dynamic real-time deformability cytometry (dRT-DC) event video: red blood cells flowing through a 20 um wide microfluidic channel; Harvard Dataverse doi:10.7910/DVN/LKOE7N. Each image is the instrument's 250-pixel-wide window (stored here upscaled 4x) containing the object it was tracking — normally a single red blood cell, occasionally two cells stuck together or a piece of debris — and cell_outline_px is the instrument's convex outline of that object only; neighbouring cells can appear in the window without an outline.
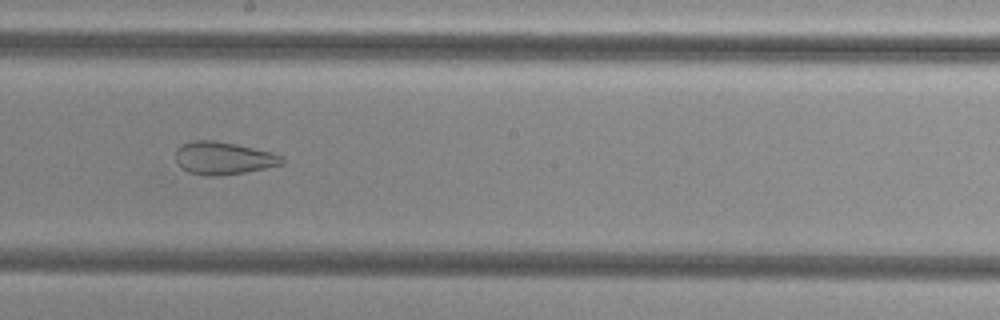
{"species": "common noctule bat (a hibernating species)", "species_latin": "Nyctalus noctula", "temperature_condition": "cold", "stored_images_in_passage": 42, "camera_frame_rate_fps": 3000, "um_per_image_px": 0.085, "animal": {"sex": "female", "body_mass_g": 29.2, "forearm_length_mm": 56.3}, "frame": {"image": 1, "passage_image": 19, "time_ms": 6.0, "image_size_px": [1000, 320], "cell_outline_px": [[284, 164], [244, 172], [220, 176], [204, 176], [188, 172], [176, 164], [176, 148], [180, 144], [192, 140], [216, 140], [236, 144], [272, 152], [284, 156]], "centroid_in_image_um": [18.96, 13.44], "position_along_channel_um": 229.2, "area_um2": 20.58}}
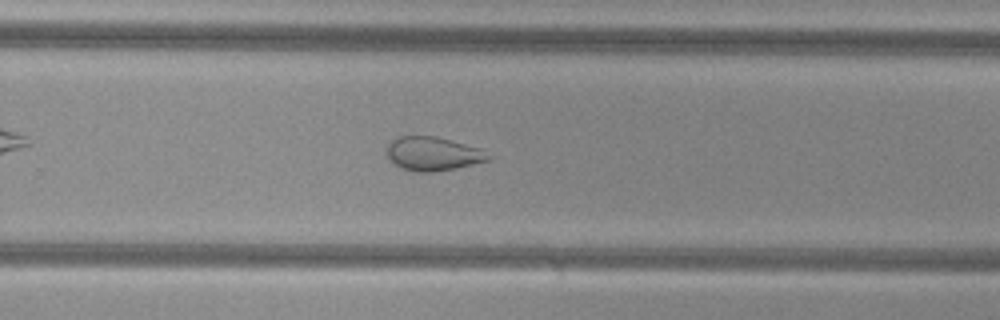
{"frame": {"image": 2, "passage_image": 24, "time_ms": 7.667, "image_size_px": [1000, 320], "cell_outline_px": [[496, 156], [492, 160], [456, 168], [432, 172], [416, 172], [400, 168], [392, 164], [388, 160], [384, 152], [384, 148], [392, 140], [400, 136], [436, 136], [480, 148]], "centroid_in_image_um": [36.79, 13.08], "position_along_channel_um": 293.0, "area_um2": 20.63}, "authors_computed_cell_mechanics": {"area_um2": 27.3394, "velocity_mm_per_s": 3.8341, "shape_relaxation_time_tau1_ms": null, "shape_relaxation_time_tau2_ms": 1.6169, "deformation_change_tau1": null, "deformation_change_tau2": 0.0903}}